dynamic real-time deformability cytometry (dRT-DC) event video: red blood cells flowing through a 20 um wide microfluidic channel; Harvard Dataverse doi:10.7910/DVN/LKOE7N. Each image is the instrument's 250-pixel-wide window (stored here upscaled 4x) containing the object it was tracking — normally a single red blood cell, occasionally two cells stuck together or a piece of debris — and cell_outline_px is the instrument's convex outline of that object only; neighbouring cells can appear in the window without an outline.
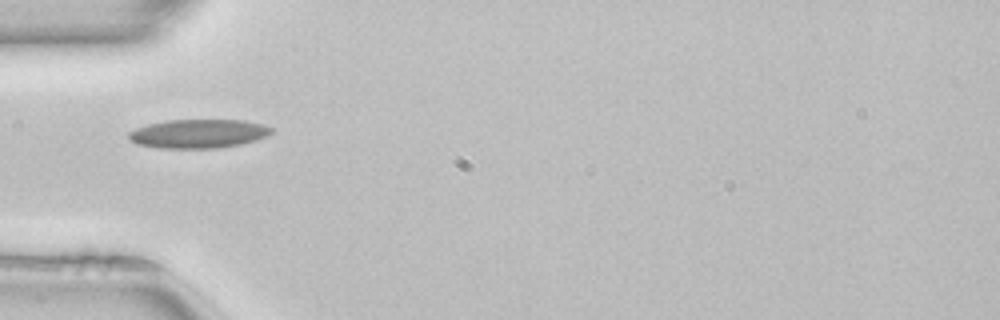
{"species": "common noctule bat (a hibernating species)", "species_latin": "Nyctalus noctula", "temperature_condition": "room temperature", "stored_images_in_passage": 35, "camera_frame_rate_fps": 3000, "um_per_image_px": 0.085, "animal": {"sex": "female", "body_mass_g": 22.7, "forearm_length_mm": 54.2}, "frame": {"image": 1, "passage_image": 1, "time_ms": 0.0, "image_size_px": [1000, 320], "cell_outline_px": [[272, 132], [268, 136], [256, 140], [240, 144], [216, 148], [160, 148], [136, 144], [128, 136], [128, 132], [136, 128], [148, 124], [168, 120], [244, 120], [264, 124], [272, 128]], "centroid_in_image_um": [16.88, 11.36], "position_along_channel_um": 68.1, "area_um2": 23.99}}
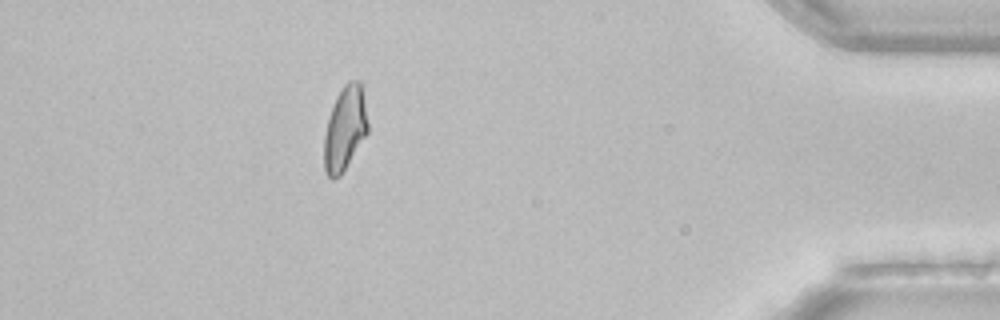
{"frame": {"image": 2, "passage_image": 30, "time_ms": 9.667, "image_size_px": [1000, 320], "cell_outline_px": [[368, 132], [340, 176], [332, 180], [328, 176], [324, 168], [324, 136], [328, 120], [336, 96], [344, 84], [348, 80], [360, 80], [364, 100], [368, 124]], "centroid_in_image_um": [29.31, 10.92], "position_along_channel_um": 405.9, "area_um2": 21.27}}